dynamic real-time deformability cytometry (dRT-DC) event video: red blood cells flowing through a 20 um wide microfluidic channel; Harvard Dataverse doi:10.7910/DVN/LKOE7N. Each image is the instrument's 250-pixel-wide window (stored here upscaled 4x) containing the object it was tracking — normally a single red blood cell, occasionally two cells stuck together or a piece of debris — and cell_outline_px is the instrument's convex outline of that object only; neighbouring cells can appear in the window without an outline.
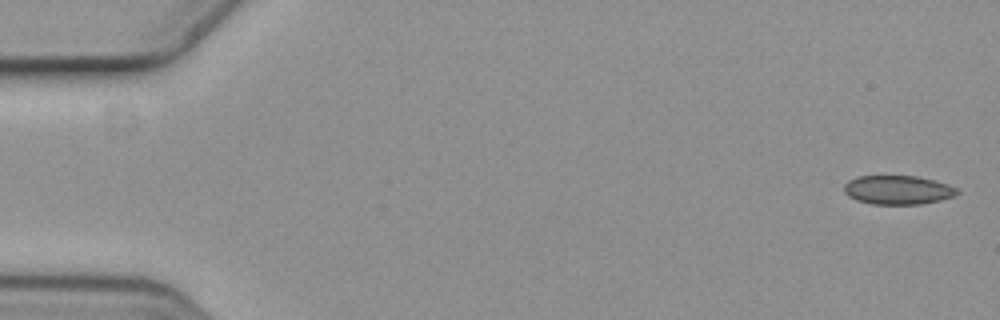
{"species": "common noctule bat (a hibernating species)", "species_latin": "Nyctalus noctula", "temperature_condition": "cold", "stored_images_in_passage": 5, "camera_frame_rate_fps": 3000, "um_per_image_px": 0.085, "animal": {"sex": "female", "body_mass_g": 19.3, "forearm_length_mm": 54.1}, "frame": {"image": 1, "passage_image": 1, "time_ms": 0.0, "image_size_px": [1000, 320], "cell_outline_px": [[960, 192], [952, 196], [940, 200], [920, 204], [872, 204], [856, 200], [848, 196], [844, 192], [844, 184], [848, 180], [856, 176], [916, 176], [948, 184], [956, 188]], "centroid_in_image_um": [76.27, 16.14], "position_along_channel_um": 8.7, "area_um2": 19.02}}